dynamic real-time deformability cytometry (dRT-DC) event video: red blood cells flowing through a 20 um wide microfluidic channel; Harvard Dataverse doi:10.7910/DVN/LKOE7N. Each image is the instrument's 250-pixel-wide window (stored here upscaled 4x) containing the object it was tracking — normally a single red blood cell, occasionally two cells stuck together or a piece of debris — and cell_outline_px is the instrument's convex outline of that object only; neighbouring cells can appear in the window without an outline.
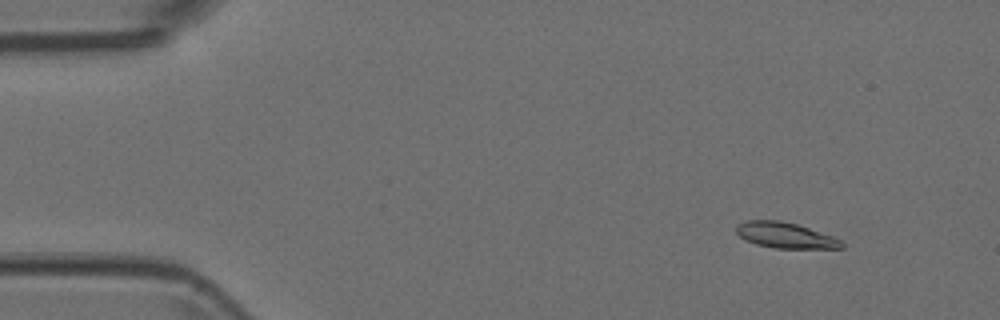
{"species": "Egyptian fruit bat (a non-hibernating species)", "species_latin": "Rousettus aegyptiacus", "temperature_condition": "room temperature", "stored_images_in_passage": 6, "camera_frame_rate_fps": 3000, "um_per_image_px": 0.085, "animal": {"sex": "female"}, "frame": {"image": 1, "passage_image": 2, "time_ms": 0.333, "image_size_px": [1000, 320], "cell_outline_px": [[844, 248], [776, 248], [756, 244], [744, 240], [736, 232], [736, 224], [744, 220], [780, 220], [796, 224], [832, 236], [840, 240], [844, 244]], "centroid_in_image_um": [66.7, 19.99], "position_along_channel_um": 18.3, "area_um2": 15.72}}